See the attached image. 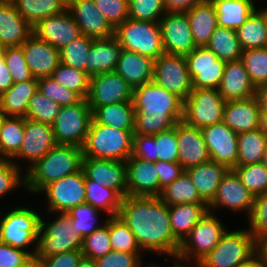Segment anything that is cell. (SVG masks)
Here are the masks:
<instances>
[{
	"label": "cell",
	"instance_id": "obj_1",
	"mask_svg": "<svg viewBox=\"0 0 267 267\" xmlns=\"http://www.w3.org/2000/svg\"><path fill=\"white\" fill-rule=\"evenodd\" d=\"M118 216L133 232L144 254L177 255L180 243L171 229L169 206L159 197L125 196Z\"/></svg>",
	"mask_w": 267,
	"mask_h": 267
},
{
	"label": "cell",
	"instance_id": "obj_2",
	"mask_svg": "<svg viewBox=\"0 0 267 267\" xmlns=\"http://www.w3.org/2000/svg\"><path fill=\"white\" fill-rule=\"evenodd\" d=\"M134 134L154 135L183 120L184 101L154 81L133 89Z\"/></svg>",
	"mask_w": 267,
	"mask_h": 267
},
{
	"label": "cell",
	"instance_id": "obj_3",
	"mask_svg": "<svg viewBox=\"0 0 267 267\" xmlns=\"http://www.w3.org/2000/svg\"><path fill=\"white\" fill-rule=\"evenodd\" d=\"M81 147L55 145L25 172V191L36 196L45 186L82 169Z\"/></svg>",
	"mask_w": 267,
	"mask_h": 267
},
{
	"label": "cell",
	"instance_id": "obj_4",
	"mask_svg": "<svg viewBox=\"0 0 267 267\" xmlns=\"http://www.w3.org/2000/svg\"><path fill=\"white\" fill-rule=\"evenodd\" d=\"M24 202L7 205V211L0 208V242L23 249L34 257L42 212L39 207Z\"/></svg>",
	"mask_w": 267,
	"mask_h": 267
},
{
	"label": "cell",
	"instance_id": "obj_5",
	"mask_svg": "<svg viewBox=\"0 0 267 267\" xmlns=\"http://www.w3.org/2000/svg\"><path fill=\"white\" fill-rule=\"evenodd\" d=\"M43 214L45 212L41 215L34 260L82 249L83 238L73 228L71 218L67 213L46 212L45 215Z\"/></svg>",
	"mask_w": 267,
	"mask_h": 267
},
{
	"label": "cell",
	"instance_id": "obj_6",
	"mask_svg": "<svg viewBox=\"0 0 267 267\" xmlns=\"http://www.w3.org/2000/svg\"><path fill=\"white\" fill-rule=\"evenodd\" d=\"M134 131H124L91 121L83 157L111 159L125 162L133 152Z\"/></svg>",
	"mask_w": 267,
	"mask_h": 267
},
{
	"label": "cell",
	"instance_id": "obj_7",
	"mask_svg": "<svg viewBox=\"0 0 267 267\" xmlns=\"http://www.w3.org/2000/svg\"><path fill=\"white\" fill-rule=\"evenodd\" d=\"M257 252L256 239L246 227L228 230L219 243L204 257L202 267H237Z\"/></svg>",
	"mask_w": 267,
	"mask_h": 267
},
{
	"label": "cell",
	"instance_id": "obj_8",
	"mask_svg": "<svg viewBox=\"0 0 267 267\" xmlns=\"http://www.w3.org/2000/svg\"><path fill=\"white\" fill-rule=\"evenodd\" d=\"M115 37L124 50L156 60L164 54L159 22L128 18L115 29Z\"/></svg>",
	"mask_w": 267,
	"mask_h": 267
},
{
	"label": "cell",
	"instance_id": "obj_9",
	"mask_svg": "<svg viewBox=\"0 0 267 267\" xmlns=\"http://www.w3.org/2000/svg\"><path fill=\"white\" fill-rule=\"evenodd\" d=\"M218 215L208 211L182 241L177 255L199 262L206 257L228 230Z\"/></svg>",
	"mask_w": 267,
	"mask_h": 267
},
{
	"label": "cell",
	"instance_id": "obj_10",
	"mask_svg": "<svg viewBox=\"0 0 267 267\" xmlns=\"http://www.w3.org/2000/svg\"><path fill=\"white\" fill-rule=\"evenodd\" d=\"M36 196L44 203L42 212L67 213L72 208L86 203L85 175L83 170L53 181Z\"/></svg>",
	"mask_w": 267,
	"mask_h": 267
},
{
	"label": "cell",
	"instance_id": "obj_11",
	"mask_svg": "<svg viewBox=\"0 0 267 267\" xmlns=\"http://www.w3.org/2000/svg\"><path fill=\"white\" fill-rule=\"evenodd\" d=\"M92 121V110L86 99L61 108L53 126L57 145L83 147Z\"/></svg>",
	"mask_w": 267,
	"mask_h": 267
},
{
	"label": "cell",
	"instance_id": "obj_12",
	"mask_svg": "<svg viewBox=\"0 0 267 267\" xmlns=\"http://www.w3.org/2000/svg\"><path fill=\"white\" fill-rule=\"evenodd\" d=\"M226 101L218 89H193L184 101L183 122L203 129L223 121Z\"/></svg>",
	"mask_w": 267,
	"mask_h": 267
},
{
	"label": "cell",
	"instance_id": "obj_13",
	"mask_svg": "<svg viewBox=\"0 0 267 267\" xmlns=\"http://www.w3.org/2000/svg\"><path fill=\"white\" fill-rule=\"evenodd\" d=\"M255 196L242 184L241 179L233 169L223 176L213 200L208 204V211H232L245 215L247 220L252 214ZM221 209V210H220Z\"/></svg>",
	"mask_w": 267,
	"mask_h": 267
},
{
	"label": "cell",
	"instance_id": "obj_14",
	"mask_svg": "<svg viewBox=\"0 0 267 267\" xmlns=\"http://www.w3.org/2000/svg\"><path fill=\"white\" fill-rule=\"evenodd\" d=\"M153 81L185 101L193 90L183 55L164 53L154 60Z\"/></svg>",
	"mask_w": 267,
	"mask_h": 267
},
{
	"label": "cell",
	"instance_id": "obj_15",
	"mask_svg": "<svg viewBox=\"0 0 267 267\" xmlns=\"http://www.w3.org/2000/svg\"><path fill=\"white\" fill-rule=\"evenodd\" d=\"M55 145L57 143L51 124L25 118L24 139L18 154L12 161L26 172Z\"/></svg>",
	"mask_w": 267,
	"mask_h": 267
},
{
	"label": "cell",
	"instance_id": "obj_16",
	"mask_svg": "<svg viewBox=\"0 0 267 267\" xmlns=\"http://www.w3.org/2000/svg\"><path fill=\"white\" fill-rule=\"evenodd\" d=\"M193 89H218L226 61L220 60L205 46L196 47L185 56Z\"/></svg>",
	"mask_w": 267,
	"mask_h": 267
},
{
	"label": "cell",
	"instance_id": "obj_17",
	"mask_svg": "<svg viewBox=\"0 0 267 267\" xmlns=\"http://www.w3.org/2000/svg\"><path fill=\"white\" fill-rule=\"evenodd\" d=\"M133 88L115 71L90 77L87 102L95 107L132 102Z\"/></svg>",
	"mask_w": 267,
	"mask_h": 267
},
{
	"label": "cell",
	"instance_id": "obj_18",
	"mask_svg": "<svg viewBox=\"0 0 267 267\" xmlns=\"http://www.w3.org/2000/svg\"><path fill=\"white\" fill-rule=\"evenodd\" d=\"M133 157L155 163L178 162L176 125L174 128L154 135H133Z\"/></svg>",
	"mask_w": 267,
	"mask_h": 267
},
{
	"label": "cell",
	"instance_id": "obj_19",
	"mask_svg": "<svg viewBox=\"0 0 267 267\" xmlns=\"http://www.w3.org/2000/svg\"><path fill=\"white\" fill-rule=\"evenodd\" d=\"M159 24L164 53L186 56L197 47L187 13H166Z\"/></svg>",
	"mask_w": 267,
	"mask_h": 267
},
{
	"label": "cell",
	"instance_id": "obj_20",
	"mask_svg": "<svg viewBox=\"0 0 267 267\" xmlns=\"http://www.w3.org/2000/svg\"><path fill=\"white\" fill-rule=\"evenodd\" d=\"M212 161L234 169L238 158V134L223 121L201 129Z\"/></svg>",
	"mask_w": 267,
	"mask_h": 267
},
{
	"label": "cell",
	"instance_id": "obj_21",
	"mask_svg": "<svg viewBox=\"0 0 267 267\" xmlns=\"http://www.w3.org/2000/svg\"><path fill=\"white\" fill-rule=\"evenodd\" d=\"M33 34L58 50L82 36L79 26L68 9L40 20L33 26Z\"/></svg>",
	"mask_w": 267,
	"mask_h": 267
},
{
	"label": "cell",
	"instance_id": "obj_22",
	"mask_svg": "<svg viewBox=\"0 0 267 267\" xmlns=\"http://www.w3.org/2000/svg\"><path fill=\"white\" fill-rule=\"evenodd\" d=\"M82 170L85 179L117 190L123 197L127 192L126 162L111 159L83 157Z\"/></svg>",
	"mask_w": 267,
	"mask_h": 267
},
{
	"label": "cell",
	"instance_id": "obj_23",
	"mask_svg": "<svg viewBox=\"0 0 267 267\" xmlns=\"http://www.w3.org/2000/svg\"><path fill=\"white\" fill-rule=\"evenodd\" d=\"M125 162L127 167L126 196L159 197L160 181L156 165L132 155Z\"/></svg>",
	"mask_w": 267,
	"mask_h": 267
},
{
	"label": "cell",
	"instance_id": "obj_24",
	"mask_svg": "<svg viewBox=\"0 0 267 267\" xmlns=\"http://www.w3.org/2000/svg\"><path fill=\"white\" fill-rule=\"evenodd\" d=\"M67 9L79 26L82 35L99 39L115 34V29L96 7L94 0H68Z\"/></svg>",
	"mask_w": 267,
	"mask_h": 267
},
{
	"label": "cell",
	"instance_id": "obj_25",
	"mask_svg": "<svg viewBox=\"0 0 267 267\" xmlns=\"http://www.w3.org/2000/svg\"><path fill=\"white\" fill-rule=\"evenodd\" d=\"M178 162L184 170L211 160L201 129L176 124Z\"/></svg>",
	"mask_w": 267,
	"mask_h": 267
},
{
	"label": "cell",
	"instance_id": "obj_26",
	"mask_svg": "<svg viewBox=\"0 0 267 267\" xmlns=\"http://www.w3.org/2000/svg\"><path fill=\"white\" fill-rule=\"evenodd\" d=\"M24 58L35 79L52 76L60 64V50L32 34L22 45Z\"/></svg>",
	"mask_w": 267,
	"mask_h": 267
},
{
	"label": "cell",
	"instance_id": "obj_27",
	"mask_svg": "<svg viewBox=\"0 0 267 267\" xmlns=\"http://www.w3.org/2000/svg\"><path fill=\"white\" fill-rule=\"evenodd\" d=\"M260 104L257 96L227 101L223 122L237 134L259 129Z\"/></svg>",
	"mask_w": 267,
	"mask_h": 267
},
{
	"label": "cell",
	"instance_id": "obj_28",
	"mask_svg": "<svg viewBox=\"0 0 267 267\" xmlns=\"http://www.w3.org/2000/svg\"><path fill=\"white\" fill-rule=\"evenodd\" d=\"M218 90L227 102L251 98L256 95L257 89L251 82L244 63L239 59L226 63Z\"/></svg>",
	"mask_w": 267,
	"mask_h": 267
},
{
	"label": "cell",
	"instance_id": "obj_29",
	"mask_svg": "<svg viewBox=\"0 0 267 267\" xmlns=\"http://www.w3.org/2000/svg\"><path fill=\"white\" fill-rule=\"evenodd\" d=\"M123 48L115 35L93 39L88 51L86 73L91 77L101 73L115 71Z\"/></svg>",
	"mask_w": 267,
	"mask_h": 267
},
{
	"label": "cell",
	"instance_id": "obj_30",
	"mask_svg": "<svg viewBox=\"0 0 267 267\" xmlns=\"http://www.w3.org/2000/svg\"><path fill=\"white\" fill-rule=\"evenodd\" d=\"M33 27L16 10L13 2L0 1V41L6 47L21 46Z\"/></svg>",
	"mask_w": 267,
	"mask_h": 267
},
{
	"label": "cell",
	"instance_id": "obj_31",
	"mask_svg": "<svg viewBox=\"0 0 267 267\" xmlns=\"http://www.w3.org/2000/svg\"><path fill=\"white\" fill-rule=\"evenodd\" d=\"M154 60L136 52L122 50L115 72L133 89L153 81Z\"/></svg>",
	"mask_w": 267,
	"mask_h": 267
},
{
	"label": "cell",
	"instance_id": "obj_32",
	"mask_svg": "<svg viewBox=\"0 0 267 267\" xmlns=\"http://www.w3.org/2000/svg\"><path fill=\"white\" fill-rule=\"evenodd\" d=\"M229 169L215 161H208L185 171L190 176L201 198L209 204L217 192V188Z\"/></svg>",
	"mask_w": 267,
	"mask_h": 267
},
{
	"label": "cell",
	"instance_id": "obj_33",
	"mask_svg": "<svg viewBox=\"0 0 267 267\" xmlns=\"http://www.w3.org/2000/svg\"><path fill=\"white\" fill-rule=\"evenodd\" d=\"M186 13L194 43L197 47L206 46L218 26L217 14L211 0H203Z\"/></svg>",
	"mask_w": 267,
	"mask_h": 267
},
{
	"label": "cell",
	"instance_id": "obj_34",
	"mask_svg": "<svg viewBox=\"0 0 267 267\" xmlns=\"http://www.w3.org/2000/svg\"><path fill=\"white\" fill-rule=\"evenodd\" d=\"M207 212V203H188L169 206L170 225L174 238L181 244Z\"/></svg>",
	"mask_w": 267,
	"mask_h": 267
},
{
	"label": "cell",
	"instance_id": "obj_35",
	"mask_svg": "<svg viewBox=\"0 0 267 267\" xmlns=\"http://www.w3.org/2000/svg\"><path fill=\"white\" fill-rule=\"evenodd\" d=\"M38 91V79L14 83L0 94V111L5 116L25 117L30 99Z\"/></svg>",
	"mask_w": 267,
	"mask_h": 267
},
{
	"label": "cell",
	"instance_id": "obj_36",
	"mask_svg": "<svg viewBox=\"0 0 267 267\" xmlns=\"http://www.w3.org/2000/svg\"><path fill=\"white\" fill-rule=\"evenodd\" d=\"M218 26L236 31L259 6L256 0H211ZM256 2V3H255Z\"/></svg>",
	"mask_w": 267,
	"mask_h": 267
},
{
	"label": "cell",
	"instance_id": "obj_37",
	"mask_svg": "<svg viewBox=\"0 0 267 267\" xmlns=\"http://www.w3.org/2000/svg\"><path fill=\"white\" fill-rule=\"evenodd\" d=\"M92 119L97 124L111 126L124 131H134L135 109L133 102L114 103L95 107L92 110Z\"/></svg>",
	"mask_w": 267,
	"mask_h": 267
},
{
	"label": "cell",
	"instance_id": "obj_38",
	"mask_svg": "<svg viewBox=\"0 0 267 267\" xmlns=\"http://www.w3.org/2000/svg\"><path fill=\"white\" fill-rule=\"evenodd\" d=\"M242 50L267 47V17L259 6L237 30Z\"/></svg>",
	"mask_w": 267,
	"mask_h": 267
},
{
	"label": "cell",
	"instance_id": "obj_39",
	"mask_svg": "<svg viewBox=\"0 0 267 267\" xmlns=\"http://www.w3.org/2000/svg\"><path fill=\"white\" fill-rule=\"evenodd\" d=\"M20 15L33 27L40 20L64 12L68 0H14Z\"/></svg>",
	"mask_w": 267,
	"mask_h": 267
},
{
	"label": "cell",
	"instance_id": "obj_40",
	"mask_svg": "<svg viewBox=\"0 0 267 267\" xmlns=\"http://www.w3.org/2000/svg\"><path fill=\"white\" fill-rule=\"evenodd\" d=\"M85 188L86 203L103 211L108 217L118 215L123 196L117 190L89 179H85Z\"/></svg>",
	"mask_w": 267,
	"mask_h": 267
},
{
	"label": "cell",
	"instance_id": "obj_41",
	"mask_svg": "<svg viewBox=\"0 0 267 267\" xmlns=\"http://www.w3.org/2000/svg\"><path fill=\"white\" fill-rule=\"evenodd\" d=\"M236 166L261 163L267 148V137L259 130L239 133Z\"/></svg>",
	"mask_w": 267,
	"mask_h": 267
},
{
	"label": "cell",
	"instance_id": "obj_42",
	"mask_svg": "<svg viewBox=\"0 0 267 267\" xmlns=\"http://www.w3.org/2000/svg\"><path fill=\"white\" fill-rule=\"evenodd\" d=\"M159 198L168 206L188 203H206L201 198L185 170L171 184L162 189Z\"/></svg>",
	"mask_w": 267,
	"mask_h": 267
},
{
	"label": "cell",
	"instance_id": "obj_43",
	"mask_svg": "<svg viewBox=\"0 0 267 267\" xmlns=\"http://www.w3.org/2000/svg\"><path fill=\"white\" fill-rule=\"evenodd\" d=\"M220 60L236 61L242 57V48L234 30L217 26L205 46Z\"/></svg>",
	"mask_w": 267,
	"mask_h": 267
},
{
	"label": "cell",
	"instance_id": "obj_44",
	"mask_svg": "<svg viewBox=\"0 0 267 267\" xmlns=\"http://www.w3.org/2000/svg\"><path fill=\"white\" fill-rule=\"evenodd\" d=\"M25 117L6 116L0 133V156L12 160L24 139Z\"/></svg>",
	"mask_w": 267,
	"mask_h": 267
},
{
	"label": "cell",
	"instance_id": "obj_45",
	"mask_svg": "<svg viewBox=\"0 0 267 267\" xmlns=\"http://www.w3.org/2000/svg\"><path fill=\"white\" fill-rule=\"evenodd\" d=\"M67 214L71 218L73 228L79 232L82 238L104 225L108 218V215L103 211L98 210L89 203L80 204L72 208Z\"/></svg>",
	"mask_w": 267,
	"mask_h": 267
},
{
	"label": "cell",
	"instance_id": "obj_46",
	"mask_svg": "<svg viewBox=\"0 0 267 267\" xmlns=\"http://www.w3.org/2000/svg\"><path fill=\"white\" fill-rule=\"evenodd\" d=\"M109 236L113 251L143 253L135 235L118 215L109 217Z\"/></svg>",
	"mask_w": 267,
	"mask_h": 267
},
{
	"label": "cell",
	"instance_id": "obj_47",
	"mask_svg": "<svg viewBox=\"0 0 267 267\" xmlns=\"http://www.w3.org/2000/svg\"><path fill=\"white\" fill-rule=\"evenodd\" d=\"M241 60L256 89L267 85V47L243 50Z\"/></svg>",
	"mask_w": 267,
	"mask_h": 267
},
{
	"label": "cell",
	"instance_id": "obj_48",
	"mask_svg": "<svg viewBox=\"0 0 267 267\" xmlns=\"http://www.w3.org/2000/svg\"><path fill=\"white\" fill-rule=\"evenodd\" d=\"M51 77L63 87L77 93L82 99L87 98L90 76L86 72L60 63Z\"/></svg>",
	"mask_w": 267,
	"mask_h": 267
},
{
	"label": "cell",
	"instance_id": "obj_49",
	"mask_svg": "<svg viewBox=\"0 0 267 267\" xmlns=\"http://www.w3.org/2000/svg\"><path fill=\"white\" fill-rule=\"evenodd\" d=\"M92 41L93 38L82 35L78 39L61 48L60 63L86 72L88 51L91 47Z\"/></svg>",
	"mask_w": 267,
	"mask_h": 267
},
{
	"label": "cell",
	"instance_id": "obj_50",
	"mask_svg": "<svg viewBox=\"0 0 267 267\" xmlns=\"http://www.w3.org/2000/svg\"><path fill=\"white\" fill-rule=\"evenodd\" d=\"M62 106L37 91L29 101L25 118L53 124Z\"/></svg>",
	"mask_w": 267,
	"mask_h": 267
},
{
	"label": "cell",
	"instance_id": "obj_51",
	"mask_svg": "<svg viewBox=\"0 0 267 267\" xmlns=\"http://www.w3.org/2000/svg\"><path fill=\"white\" fill-rule=\"evenodd\" d=\"M242 184L256 197L267 189V167L262 163L236 166L233 169Z\"/></svg>",
	"mask_w": 267,
	"mask_h": 267
},
{
	"label": "cell",
	"instance_id": "obj_52",
	"mask_svg": "<svg viewBox=\"0 0 267 267\" xmlns=\"http://www.w3.org/2000/svg\"><path fill=\"white\" fill-rule=\"evenodd\" d=\"M112 250L109 236V217L106 223L83 238L82 254L88 259H99Z\"/></svg>",
	"mask_w": 267,
	"mask_h": 267
},
{
	"label": "cell",
	"instance_id": "obj_53",
	"mask_svg": "<svg viewBox=\"0 0 267 267\" xmlns=\"http://www.w3.org/2000/svg\"><path fill=\"white\" fill-rule=\"evenodd\" d=\"M25 190V172L12 160L3 159L0 162V200L6 199L16 190ZM1 207V206H0Z\"/></svg>",
	"mask_w": 267,
	"mask_h": 267
},
{
	"label": "cell",
	"instance_id": "obj_54",
	"mask_svg": "<svg viewBox=\"0 0 267 267\" xmlns=\"http://www.w3.org/2000/svg\"><path fill=\"white\" fill-rule=\"evenodd\" d=\"M129 18L159 22L166 14L163 0H128Z\"/></svg>",
	"mask_w": 267,
	"mask_h": 267
},
{
	"label": "cell",
	"instance_id": "obj_55",
	"mask_svg": "<svg viewBox=\"0 0 267 267\" xmlns=\"http://www.w3.org/2000/svg\"><path fill=\"white\" fill-rule=\"evenodd\" d=\"M38 91L62 107L75 105L82 100L77 93L63 87L51 76L38 79Z\"/></svg>",
	"mask_w": 267,
	"mask_h": 267
},
{
	"label": "cell",
	"instance_id": "obj_56",
	"mask_svg": "<svg viewBox=\"0 0 267 267\" xmlns=\"http://www.w3.org/2000/svg\"><path fill=\"white\" fill-rule=\"evenodd\" d=\"M3 59L14 83L25 82L33 78L21 46L6 47Z\"/></svg>",
	"mask_w": 267,
	"mask_h": 267
},
{
	"label": "cell",
	"instance_id": "obj_57",
	"mask_svg": "<svg viewBox=\"0 0 267 267\" xmlns=\"http://www.w3.org/2000/svg\"><path fill=\"white\" fill-rule=\"evenodd\" d=\"M94 2L114 29L129 18L128 0H94Z\"/></svg>",
	"mask_w": 267,
	"mask_h": 267
},
{
	"label": "cell",
	"instance_id": "obj_58",
	"mask_svg": "<svg viewBox=\"0 0 267 267\" xmlns=\"http://www.w3.org/2000/svg\"><path fill=\"white\" fill-rule=\"evenodd\" d=\"M144 253H127L123 251L108 252L95 260L96 267H140L144 263Z\"/></svg>",
	"mask_w": 267,
	"mask_h": 267
},
{
	"label": "cell",
	"instance_id": "obj_59",
	"mask_svg": "<svg viewBox=\"0 0 267 267\" xmlns=\"http://www.w3.org/2000/svg\"><path fill=\"white\" fill-rule=\"evenodd\" d=\"M246 224L256 241L262 235L267 234V196L259 195L255 197L252 214Z\"/></svg>",
	"mask_w": 267,
	"mask_h": 267
},
{
	"label": "cell",
	"instance_id": "obj_60",
	"mask_svg": "<svg viewBox=\"0 0 267 267\" xmlns=\"http://www.w3.org/2000/svg\"><path fill=\"white\" fill-rule=\"evenodd\" d=\"M0 267H35L34 257L23 249L0 242Z\"/></svg>",
	"mask_w": 267,
	"mask_h": 267
},
{
	"label": "cell",
	"instance_id": "obj_61",
	"mask_svg": "<svg viewBox=\"0 0 267 267\" xmlns=\"http://www.w3.org/2000/svg\"><path fill=\"white\" fill-rule=\"evenodd\" d=\"M83 257L81 250H73L52 255L42 260H34V263L35 267H78Z\"/></svg>",
	"mask_w": 267,
	"mask_h": 267
},
{
	"label": "cell",
	"instance_id": "obj_62",
	"mask_svg": "<svg viewBox=\"0 0 267 267\" xmlns=\"http://www.w3.org/2000/svg\"><path fill=\"white\" fill-rule=\"evenodd\" d=\"M154 164L157 167L161 194L162 189L177 179L183 173L184 169L179 162H164L157 160Z\"/></svg>",
	"mask_w": 267,
	"mask_h": 267
},
{
	"label": "cell",
	"instance_id": "obj_63",
	"mask_svg": "<svg viewBox=\"0 0 267 267\" xmlns=\"http://www.w3.org/2000/svg\"><path fill=\"white\" fill-rule=\"evenodd\" d=\"M203 0H163L166 13H186Z\"/></svg>",
	"mask_w": 267,
	"mask_h": 267
},
{
	"label": "cell",
	"instance_id": "obj_64",
	"mask_svg": "<svg viewBox=\"0 0 267 267\" xmlns=\"http://www.w3.org/2000/svg\"><path fill=\"white\" fill-rule=\"evenodd\" d=\"M163 261L164 262L166 261L165 263L163 262V267H202L201 263L199 261L184 259L178 255L168 256V257L166 256L165 260H163ZM169 261H171V262H169Z\"/></svg>",
	"mask_w": 267,
	"mask_h": 267
},
{
	"label": "cell",
	"instance_id": "obj_65",
	"mask_svg": "<svg viewBox=\"0 0 267 267\" xmlns=\"http://www.w3.org/2000/svg\"><path fill=\"white\" fill-rule=\"evenodd\" d=\"M14 84L3 57L0 59V94L9 90Z\"/></svg>",
	"mask_w": 267,
	"mask_h": 267
},
{
	"label": "cell",
	"instance_id": "obj_66",
	"mask_svg": "<svg viewBox=\"0 0 267 267\" xmlns=\"http://www.w3.org/2000/svg\"><path fill=\"white\" fill-rule=\"evenodd\" d=\"M237 267H267V264L256 252L249 259L240 263Z\"/></svg>",
	"mask_w": 267,
	"mask_h": 267
},
{
	"label": "cell",
	"instance_id": "obj_67",
	"mask_svg": "<svg viewBox=\"0 0 267 267\" xmlns=\"http://www.w3.org/2000/svg\"><path fill=\"white\" fill-rule=\"evenodd\" d=\"M256 249H257V253L261 256V258L267 264V234L266 235H262L256 241Z\"/></svg>",
	"mask_w": 267,
	"mask_h": 267
},
{
	"label": "cell",
	"instance_id": "obj_68",
	"mask_svg": "<svg viewBox=\"0 0 267 267\" xmlns=\"http://www.w3.org/2000/svg\"><path fill=\"white\" fill-rule=\"evenodd\" d=\"M261 111L267 112V85L261 86L256 90Z\"/></svg>",
	"mask_w": 267,
	"mask_h": 267
},
{
	"label": "cell",
	"instance_id": "obj_69",
	"mask_svg": "<svg viewBox=\"0 0 267 267\" xmlns=\"http://www.w3.org/2000/svg\"><path fill=\"white\" fill-rule=\"evenodd\" d=\"M259 130L267 137V112L260 111Z\"/></svg>",
	"mask_w": 267,
	"mask_h": 267
},
{
	"label": "cell",
	"instance_id": "obj_70",
	"mask_svg": "<svg viewBox=\"0 0 267 267\" xmlns=\"http://www.w3.org/2000/svg\"><path fill=\"white\" fill-rule=\"evenodd\" d=\"M78 267H96L95 260L83 257L78 264Z\"/></svg>",
	"mask_w": 267,
	"mask_h": 267
},
{
	"label": "cell",
	"instance_id": "obj_71",
	"mask_svg": "<svg viewBox=\"0 0 267 267\" xmlns=\"http://www.w3.org/2000/svg\"><path fill=\"white\" fill-rule=\"evenodd\" d=\"M140 267H163V264H161L160 262H155V260L149 262L147 265L146 264H142Z\"/></svg>",
	"mask_w": 267,
	"mask_h": 267
},
{
	"label": "cell",
	"instance_id": "obj_72",
	"mask_svg": "<svg viewBox=\"0 0 267 267\" xmlns=\"http://www.w3.org/2000/svg\"><path fill=\"white\" fill-rule=\"evenodd\" d=\"M6 49V46L0 41V59L3 57L4 55V51Z\"/></svg>",
	"mask_w": 267,
	"mask_h": 267
},
{
	"label": "cell",
	"instance_id": "obj_73",
	"mask_svg": "<svg viewBox=\"0 0 267 267\" xmlns=\"http://www.w3.org/2000/svg\"><path fill=\"white\" fill-rule=\"evenodd\" d=\"M261 163H262L264 166L267 167V148H266V151H265V153H264V155H263V158H262Z\"/></svg>",
	"mask_w": 267,
	"mask_h": 267
},
{
	"label": "cell",
	"instance_id": "obj_74",
	"mask_svg": "<svg viewBox=\"0 0 267 267\" xmlns=\"http://www.w3.org/2000/svg\"><path fill=\"white\" fill-rule=\"evenodd\" d=\"M5 117L6 116L0 111V133H1V129H2V125H3V121Z\"/></svg>",
	"mask_w": 267,
	"mask_h": 267
},
{
	"label": "cell",
	"instance_id": "obj_75",
	"mask_svg": "<svg viewBox=\"0 0 267 267\" xmlns=\"http://www.w3.org/2000/svg\"><path fill=\"white\" fill-rule=\"evenodd\" d=\"M261 8L264 10V12H265V14H266V17H267V5L264 7V5H263V7L261 6Z\"/></svg>",
	"mask_w": 267,
	"mask_h": 267
}]
</instances>
